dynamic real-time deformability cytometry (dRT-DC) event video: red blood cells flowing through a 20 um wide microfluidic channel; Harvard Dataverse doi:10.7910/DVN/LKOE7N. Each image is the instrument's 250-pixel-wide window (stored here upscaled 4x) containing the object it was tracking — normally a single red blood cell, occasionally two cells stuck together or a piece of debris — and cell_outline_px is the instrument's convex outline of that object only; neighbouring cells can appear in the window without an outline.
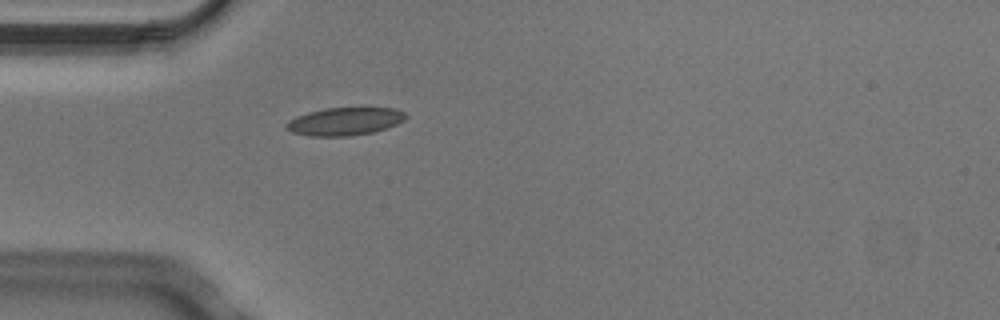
{"species": "Egyptian fruit bat (a non-hibernating species)", "species_latin": "Rousettus aegyptiacus", "temperature_condition": "cold", "stored_images_in_passage": 2, "camera_frame_rate_fps": 3000, "um_per_image_px": 0.085, "animal": {"sex": "male"}, "frame": {"image": 1, "passage_image": 2, "time_ms": 0.333, "image_size_px": [1000, 320], "cell_outline_px": [[408, 116], [404, 120], [396, 124], [372, 132], [348, 136], [308, 136], [292, 132], [284, 128], [284, 124], [288, 120], [296, 116], [308, 112], [324, 108], [364, 104], [396, 108], [404, 112]], "centroid_in_image_um": [29.33, 10.25], "position_along_channel_um": 55.7, "area_um2": 20.46}}